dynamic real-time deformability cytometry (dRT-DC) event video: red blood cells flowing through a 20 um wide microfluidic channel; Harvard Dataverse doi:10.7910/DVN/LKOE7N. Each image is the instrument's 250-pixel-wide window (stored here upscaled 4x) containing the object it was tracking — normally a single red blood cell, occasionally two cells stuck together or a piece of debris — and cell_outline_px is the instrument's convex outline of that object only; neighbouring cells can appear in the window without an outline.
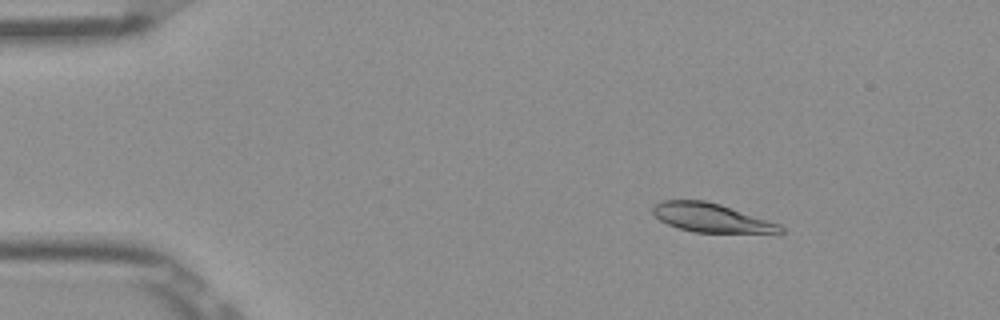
{"species": "Egyptian fruit bat (a non-hibernating species)", "species_latin": "Rousettus aegyptiacus", "temperature_condition": "room temperature", "stored_images_in_passage": 46, "camera_frame_rate_fps": 3000, "um_per_image_px": 0.085, "frame": {"image": 1, "passage_image": 1, "time_ms": 0.0, "image_size_px": [1000, 320], "cell_outline_px": [[784, 232], [780, 236], [692, 232], [668, 224], [660, 220], [652, 212], [652, 208], [660, 200], [704, 200], [720, 204], [780, 224], [784, 228]], "centroid_in_image_um": [60.62, 18.57], "position_along_channel_um": 24.4, "area_um2": 22.37}}
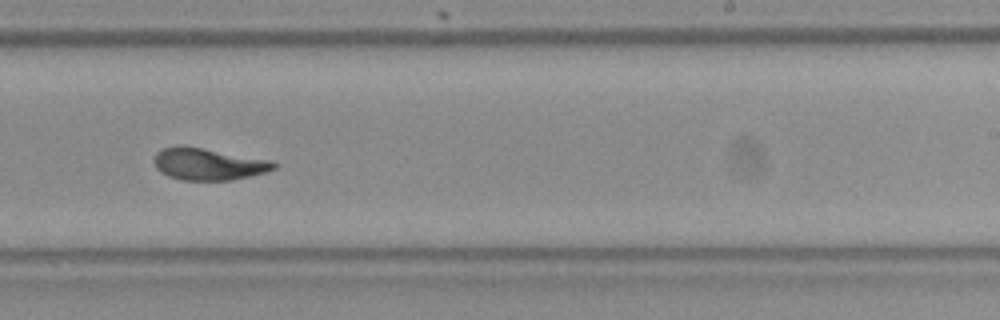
{"frame": {"image": 2, "passage_image": 26, "time_ms": 8.333, "image_size_px": [1000, 320], "cell_outline_px": [[276, 168], [264, 172], [232, 180], [180, 180], [168, 176], [160, 172], [156, 168], [152, 160], [156, 152], [160, 148], [180, 144], [272, 160], [276, 164]], "centroid_in_image_um": [17.63, 13.93], "position_along_channel_um": 271.4, "area_um2": 22.54}}
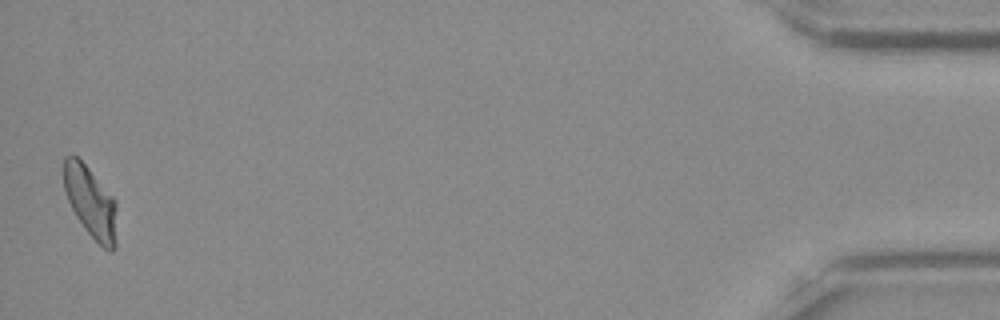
{"frame": {"image": 3, "passage_image": 45, "time_ms": 14.667, "image_size_px": [1000, 320], "cell_outline_px": [[116, 248], [112, 252], [108, 252], [88, 232], [76, 216], [68, 200], [64, 188], [64, 156], [72, 152], [88, 168], [116, 200]], "centroid_in_image_um": [7.71, 17.17], "position_along_channel_um": 427.5, "area_um2": 21.91}, "authors_computed_cell_mechanics": {"area_um2": 22.4264, "velocity_mm_per_s": 3.8739, "shape_relaxation_time_tau1_ms": 4.7032, "shape_relaxation_time_tau2_ms": 1.6633, "deformation_change_tau1": 0.1669, "deformation_change_tau2": 0.0541}}